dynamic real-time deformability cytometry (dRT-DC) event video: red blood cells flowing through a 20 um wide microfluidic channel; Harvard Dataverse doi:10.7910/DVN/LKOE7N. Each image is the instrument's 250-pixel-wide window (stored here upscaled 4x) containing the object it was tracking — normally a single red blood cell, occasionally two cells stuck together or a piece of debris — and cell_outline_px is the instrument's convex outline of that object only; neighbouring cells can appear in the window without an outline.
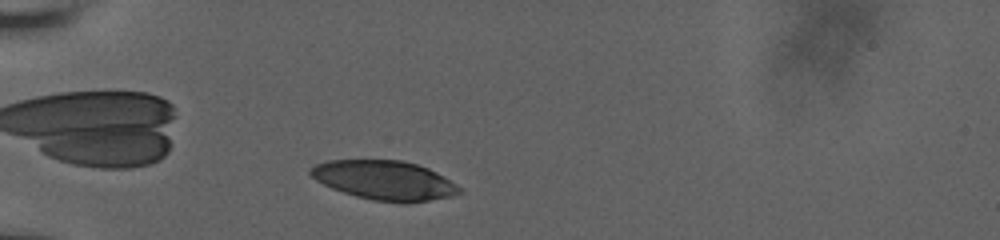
{"species": "human", "species_latin": "Homo sapiens", "temperature_condition": "room temperature", "stored_images_in_passage": 24, "camera_frame_rate_fps": 3000, "um_per_image_px": 0.085, "donor": {"sex": "male"}, "frame": {"image": 1, "passage_image": 3, "time_ms": 1.0, "image_size_px": [1000, 240], "cell_outline_px": [[464, 192], [452, 196], [404, 204], [372, 200], [356, 196], [332, 188], [316, 180], [308, 172], [308, 168], [316, 164], [328, 160], [400, 160], [416, 164], [428, 168], [444, 176], [456, 184]], "centroid_in_image_um": [32.69, 15.33], "position_along_channel_um": 52.3, "area_um2": 34.16}}
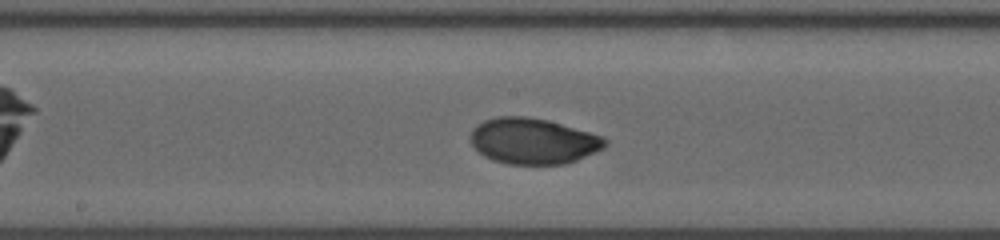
{"frame": {"image": 2, "passage_image": 15, "time_ms": 5.667, "image_size_px": [1000, 240], "cell_outline_px": [[608, 144], [604, 148], [596, 152], [568, 164], [508, 164], [492, 160], [484, 156], [472, 144], [468, 136], [472, 128], [476, 124], [484, 120], [496, 116], [524, 116], [548, 120], [604, 136], [608, 140]], "centroid_in_image_um": [45.32, 11.99], "position_along_channel_um": 202.9, "area_um2": 36.41}}
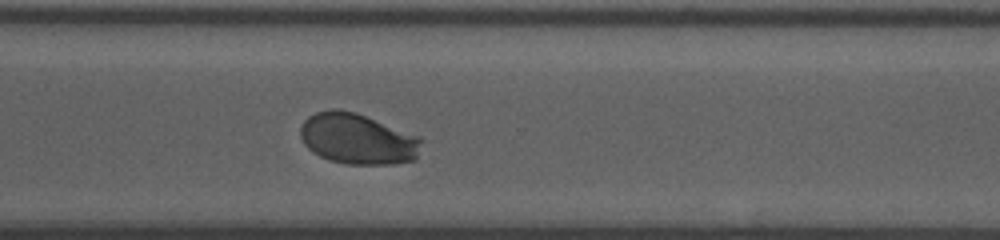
{"frame": {"image": 3, "passage_image": 24, "time_ms": 9.333, "image_size_px": [1000, 240], "cell_outline_px": [[424, 140], [416, 160], [392, 164], [348, 164], [328, 160], [312, 152], [304, 144], [300, 136], [300, 128], [304, 120], [308, 116], [316, 112], [332, 108], [336, 108], [356, 112], [420, 136]], "centroid_in_image_um": [30.41, 11.8], "position_along_channel_um": 340.2, "area_um2": 36.3}}